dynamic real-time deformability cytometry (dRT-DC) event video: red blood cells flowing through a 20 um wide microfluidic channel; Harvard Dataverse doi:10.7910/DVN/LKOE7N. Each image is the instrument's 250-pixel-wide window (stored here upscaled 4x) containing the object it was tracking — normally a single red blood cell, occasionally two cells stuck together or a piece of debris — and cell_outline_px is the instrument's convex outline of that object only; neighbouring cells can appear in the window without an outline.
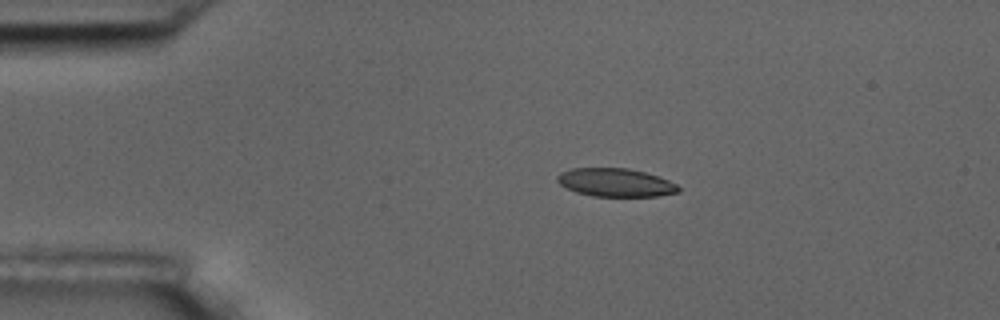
{"species": "common noctule bat (a hibernating species)", "species_latin": "Nyctalus noctula", "temperature_condition": "room temperature", "stored_images_in_passage": 15, "camera_frame_rate_fps": 3000, "um_per_image_px": 0.085, "animal": {"sex": "male", "body_mass_g": 17.5, "forearm_length_mm": 52.3}, "frame": {"image": 1, "passage_image": 3, "time_ms": 3.0, "image_size_px": [1000, 320], "cell_outline_px": [[680, 192], [656, 196], [592, 196], [576, 192], [560, 184], [556, 180], [556, 176], [560, 172], [572, 168], [628, 168], [644, 172], [668, 180], [676, 184], [680, 188]], "centroid_in_image_um": [52.3, 15.51], "position_along_channel_um": 32.7, "area_um2": 19.88}}
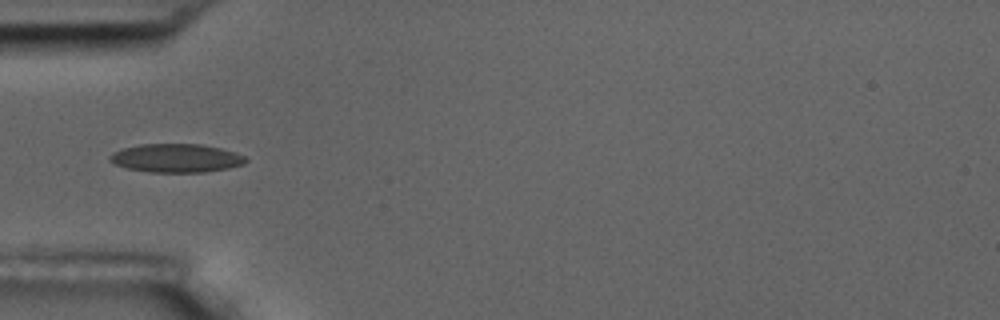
{"frame": {"image": 2, "passage_image": 5, "time_ms": 5.333, "image_size_px": [1000, 320], "cell_outline_px": [[248, 160], [244, 164], [228, 168], [204, 172], [148, 172], [128, 168], [112, 164], [108, 160], [108, 156], [112, 152], [120, 148], [140, 144], [200, 144], [220, 148], [236, 152], [244, 156]], "centroid_in_image_um": [14.93, 13.43], "position_along_channel_um": 70.1, "area_um2": 22.83}}
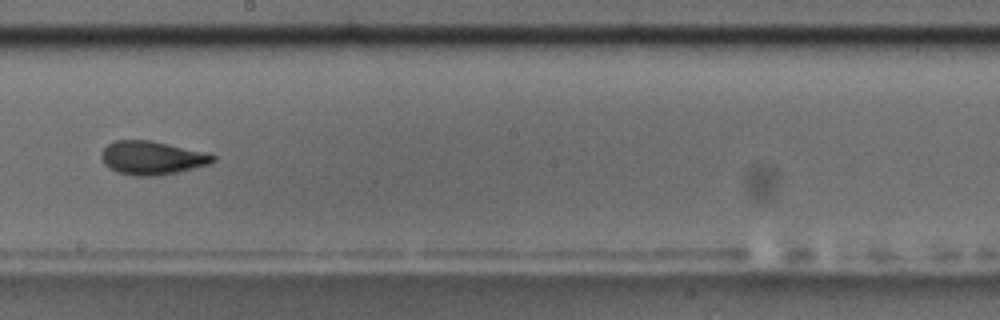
{"frame": {"image": 3, "passage_image": 9, "time_ms": 10.0, "image_size_px": [1000, 320], "cell_outline_px": [[216, 160], [208, 164], [176, 172], [156, 176], [136, 176], [116, 172], [104, 164], [100, 156], [100, 152], [112, 140], [152, 140], [208, 152], [216, 156]], "centroid_in_image_um": [12.9, 13.4], "position_along_channel_um": 235.3, "area_um2": 22.02}, "authors_computed_cell_mechanics": {"area_um2": 21.0392, "velocity_mm_per_s": 3.5411, "shape_relaxation_time_tau1_ms": 3.7273, "shape_relaxation_time_tau2_ms": 1.0597, "deformation_change_tau1": 0.1166, "deformation_change_tau2": 0.0407}}